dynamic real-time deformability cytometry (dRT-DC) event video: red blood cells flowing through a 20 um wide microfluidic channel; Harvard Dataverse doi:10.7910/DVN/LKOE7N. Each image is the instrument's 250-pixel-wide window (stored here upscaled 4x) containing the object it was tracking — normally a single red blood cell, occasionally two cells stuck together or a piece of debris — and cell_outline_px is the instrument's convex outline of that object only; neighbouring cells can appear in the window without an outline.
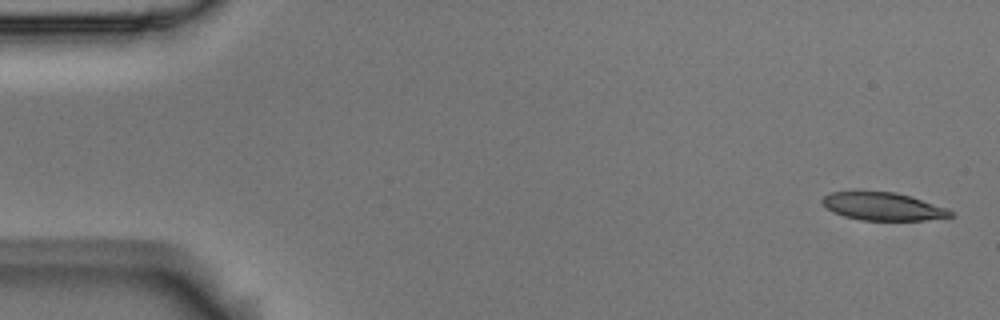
{"species": "Egyptian fruit bat (a non-hibernating species)", "species_latin": "Rousettus aegyptiacus", "temperature_condition": "room temperature", "stored_images_in_passage": 5, "camera_frame_rate_fps": 3000, "um_per_image_px": 0.085, "animal": {"sex": "male"}, "frame": {"image": 1, "passage_image": 1, "time_ms": 0.0, "image_size_px": [1000, 320], "cell_outline_px": [[956, 216], [924, 220], [860, 220], [844, 216], [832, 212], [820, 200], [824, 196], [832, 192], [896, 192], [912, 196], [948, 208]], "centroid_in_image_um": [75.1, 17.55], "position_along_channel_um": 9.9, "area_um2": 20.81}}
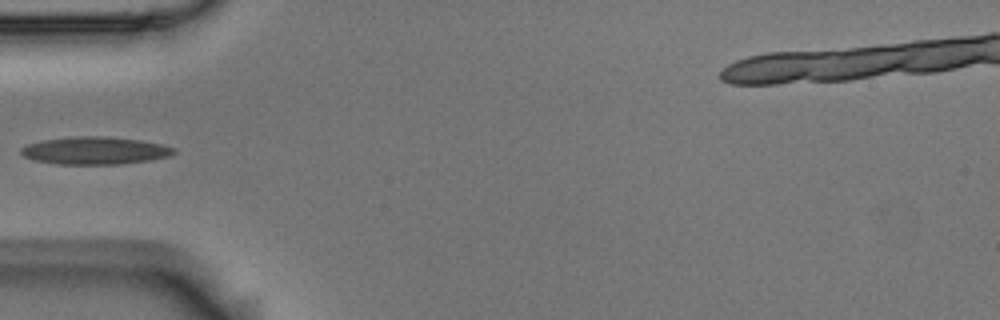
{"frame": {"image": 2, "passage_image": 4, "time_ms": 1.0, "image_size_px": [1000, 320], "cell_outline_px": [[176, 152], [168, 156], [148, 160], [120, 164], [56, 164], [36, 160], [24, 156], [20, 152], [20, 148], [28, 144], [44, 140], [76, 136], [104, 136], [140, 140], [160, 144], [176, 148]], "centroid_in_image_um": [8.07, 12.8], "position_along_channel_um": 76.9, "area_um2": 24.33}}
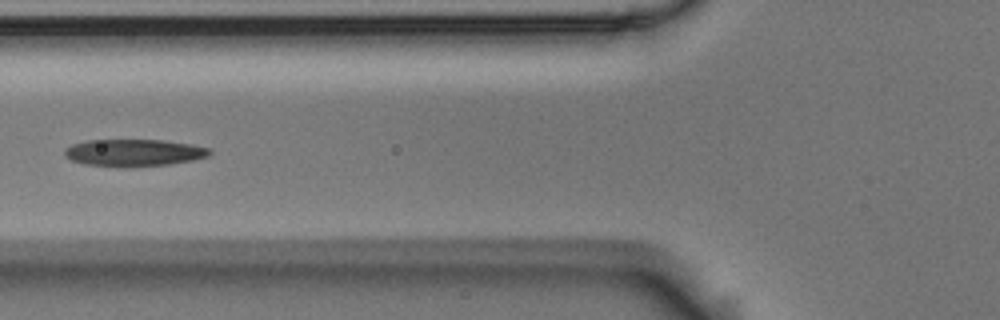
{"frame": {"image": 3, "passage_image": 5, "time_ms": 1.333, "image_size_px": [1000, 320], "cell_outline_px": [[212, 152], [208, 156], [192, 160], [168, 164], [124, 168], [84, 164], [72, 160], [64, 156], [64, 148], [72, 144], [88, 140], [164, 140], [192, 144], [212, 148]], "centroid_in_image_um": [11.38, 12.98], "position_along_channel_um": 114.4, "area_um2": 23.18}}